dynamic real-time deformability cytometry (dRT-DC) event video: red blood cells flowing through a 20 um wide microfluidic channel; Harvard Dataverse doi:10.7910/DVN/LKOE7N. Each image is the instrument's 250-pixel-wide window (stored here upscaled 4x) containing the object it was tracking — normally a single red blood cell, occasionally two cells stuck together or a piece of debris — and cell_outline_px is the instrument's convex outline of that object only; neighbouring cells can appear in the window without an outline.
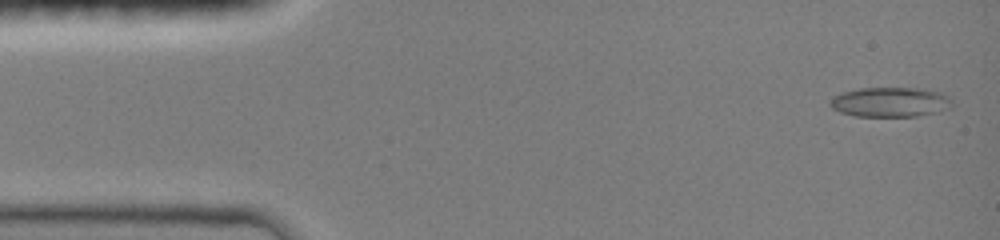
{"species": "common noctule bat (a hibernating species)", "species_latin": "Nyctalus noctula", "temperature_condition": "room temperature", "stored_images_in_passage": 47, "camera_frame_rate_fps": 3000, "um_per_image_px": 0.085, "animal": {"sex": "female", "body_mass_g": 19.0, "forearm_length_mm": 51.5}, "frame": {"image": 1, "passage_image": 2, "time_ms": 0.333, "image_size_px": [1000, 240], "cell_outline_px": [[952, 108], [940, 112], [916, 116], [856, 116], [840, 112], [832, 108], [828, 104], [828, 100], [832, 96], [844, 92], [860, 88], [916, 88], [940, 92], [948, 96], [952, 100]], "centroid_in_image_um": [75.67, 8.68], "position_along_channel_um": 9.3, "area_um2": 21.33}}
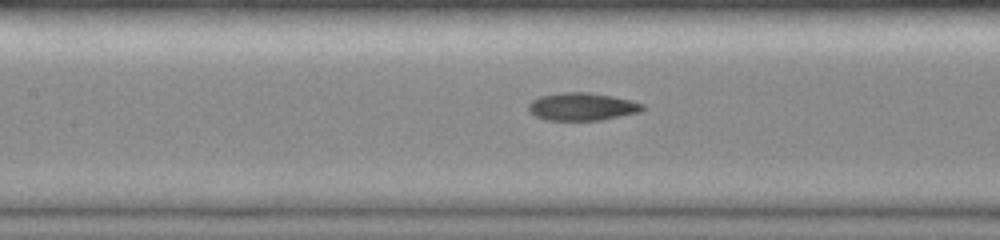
{"frame": {"image": 2, "passage_image": 21, "time_ms": 6.667, "image_size_px": [1000, 240], "cell_outline_px": [[644, 108], [640, 112], [600, 120], [544, 120], [536, 116], [528, 108], [528, 104], [532, 100], [540, 96], [560, 92], [588, 92], [612, 96], [632, 100], [644, 104]], "centroid_in_image_um": [49.48, 9.06], "position_along_channel_um": 157.9, "area_um2": 18.44}}
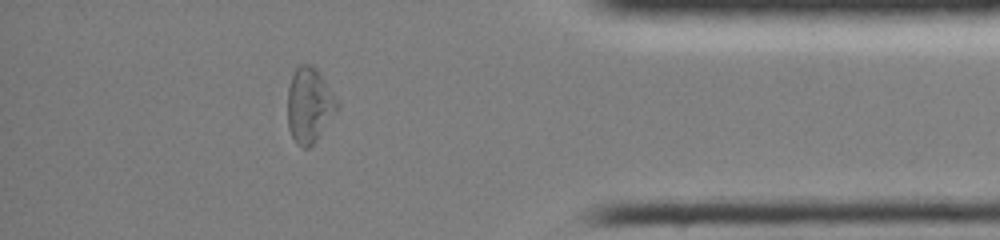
{"frame": {"image": 3, "passage_image": 41, "time_ms": 13.333, "image_size_px": [1000, 240], "cell_outline_px": [[340, 108], [316, 140], [308, 148], [304, 148], [296, 144], [288, 128], [288, 88], [292, 76], [296, 68], [300, 64], [312, 64], [320, 72], [336, 100]], "centroid_in_image_um": [26.29, 8.94], "position_along_channel_um": 408.9, "area_um2": 21.62}, "authors_computed_cell_mechanics": {"area_um2": 18.8428, "velocity_mm_per_s": 4.0516, "shape_relaxation_time_tau1_ms": null, "shape_relaxation_time_tau2_ms": 2.8911, "deformation_change_tau1": null, "deformation_change_tau2": 0.0928}}